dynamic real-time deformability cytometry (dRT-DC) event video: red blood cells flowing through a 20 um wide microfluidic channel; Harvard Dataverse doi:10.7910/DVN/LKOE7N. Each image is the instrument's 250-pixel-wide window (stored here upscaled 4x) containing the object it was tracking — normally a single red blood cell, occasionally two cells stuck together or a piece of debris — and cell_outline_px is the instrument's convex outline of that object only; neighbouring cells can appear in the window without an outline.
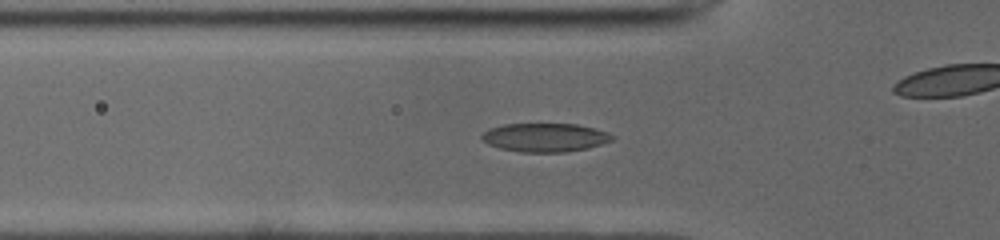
{"species": "common noctule bat (a hibernating species)", "species_latin": "Nyctalus noctula", "temperature_condition": "cold", "stored_images_in_passage": 51, "camera_frame_rate_fps": 3000, "um_per_image_px": 0.085, "animal": {"sex": "male", "body_mass_g": 19.0, "forearm_length_mm": 50.8}, "frame": {"image": 1, "passage_image": 16, "time_ms": 5.0, "image_size_px": [1000, 240], "cell_outline_px": [[616, 136], [612, 140], [588, 148], [568, 152], [520, 152], [500, 148], [488, 144], [480, 136], [488, 128], [504, 124], [576, 124], [608, 132]], "centroid_in_image_um": [46.32, 11.68], "position_along_channel_um": 79.5, "area_um2": 21.73}}
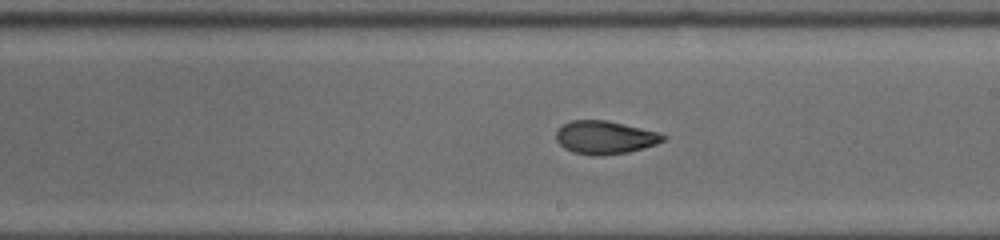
{"frame": {"image": 2, "passage_image": 28, "time_ms": 9.0, "image_size_px": [1000, 240], "cell_outline_px": [[668, 136], [664, 140], [656, 144], [644, 148], [628, 152], [600, 156], [592, 156], [572, 152], [564, 148], [556, 140], [556, 132], [564, 124], [572, 120], [604, 120], [640, 128], [656, 132]], "centroid_in_image_um": [51.4, 11.7], "position_along_channel_um": 237.6, "area_um2": 20.52}}
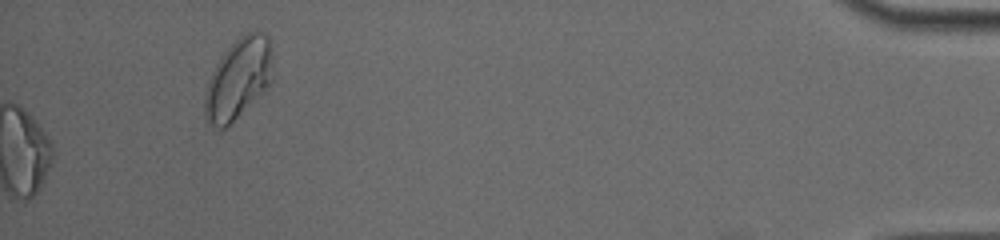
{"frame": {"image": 3, "passage_image": 51, "time_ms": 16.667, "image_size_px": [1000, 240], "cell_outline_px": [[272, 80], [264, 92], [224, 128], [216, 128], [208, 124], [204, 116], [204, 96], [208, 80], [220, 56], [240, 36], [248, 32], [264, 32], [268, 36], [272, 48]], "centroid_in_image_um": [20.26, 6.68], "position_along_channel_um": 414.9, "area_um2": 31.96}, "authors_computed_cell_mechanics": {"area_um2": 21.5016, "velocity_mm_per_s": 3.954, "shape_relaxation_time_tau1_ms": 6.188, "shape_relaxation_time_tau2_ms": 0.8709, "deformation_change_tau1": 0.18, "deformation_change_tau2": 0.0545}}